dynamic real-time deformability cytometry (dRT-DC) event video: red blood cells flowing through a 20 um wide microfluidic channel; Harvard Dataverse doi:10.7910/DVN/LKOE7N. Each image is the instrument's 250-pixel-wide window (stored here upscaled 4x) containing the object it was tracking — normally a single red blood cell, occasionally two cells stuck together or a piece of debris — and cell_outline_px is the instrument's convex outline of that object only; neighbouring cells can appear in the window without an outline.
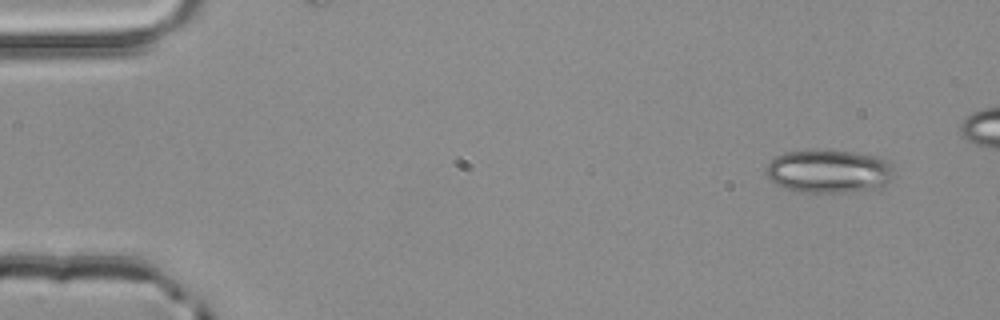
{"species": "common noctule bat (a hibernating species)", "species_latin": "Nyctalus noctula", "temperature_condition": "room temperature", "stored_images_in_passage": 4, "camera_frame_rate_fps": 3000, "um_per_image_px": 0.085, "animal": {"sex": "male", "body_mass_g": 20.4}, "frame": {"image": 1, "passage_image": 1, "time_ms": 0.0, "image_size_px": [1000, 320], "cell_outline_px": [[892, 176], [888, 184], [880, 188], [844, 192], [804, 192], [788, 188], [776, 184], [764, 172], [764, 168], [776, 156], [784, 152], [852, 152], [872, 156], [888, 160], [892, 168]], "centroid_in_image_um": [70.46, 14.59], "position_along_channel_um": 14.5, "area_um2": 31.5}}